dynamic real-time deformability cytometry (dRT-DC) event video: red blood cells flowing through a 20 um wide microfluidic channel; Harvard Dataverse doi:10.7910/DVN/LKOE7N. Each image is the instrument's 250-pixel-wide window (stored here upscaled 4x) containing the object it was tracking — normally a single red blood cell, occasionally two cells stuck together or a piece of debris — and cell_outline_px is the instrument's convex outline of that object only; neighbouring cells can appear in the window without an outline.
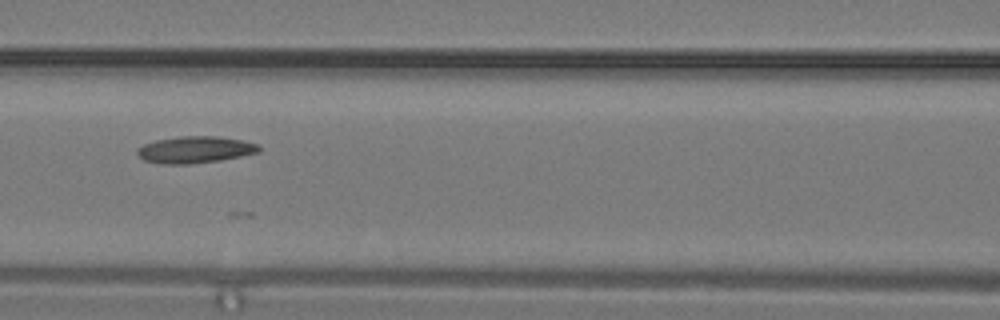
{"species": "common noctule bat (a hibernating species)", "species_latin": "Nyctalus noctula", "temperature_condition": "warm", "stored_images_in_passage": 13, "camera_frame_rate_fps": 3000, "um_per_image_px": 0.085, "animal": {"sex": "male", "body_mass_g": 19.2, "forearm_length_mm": 51.8}, "frame": {"image": 1, "passage_image": 12, "time_ms": 3.667, "image_size_px": [1000, 320], "cell_outline_px": [[260, 152], [220, 160], [188, 164], [164, 164], [144, 160], [136, 152], [136, 148], [144, 144], [156, 140], [180, 136], [216, 136], [244, 140], [256, 144], [260, 148]], "centroid_in_image_um": [16.57, 12.72], "position_along_channel_um": 150.0, "area_um2": 18.9}}